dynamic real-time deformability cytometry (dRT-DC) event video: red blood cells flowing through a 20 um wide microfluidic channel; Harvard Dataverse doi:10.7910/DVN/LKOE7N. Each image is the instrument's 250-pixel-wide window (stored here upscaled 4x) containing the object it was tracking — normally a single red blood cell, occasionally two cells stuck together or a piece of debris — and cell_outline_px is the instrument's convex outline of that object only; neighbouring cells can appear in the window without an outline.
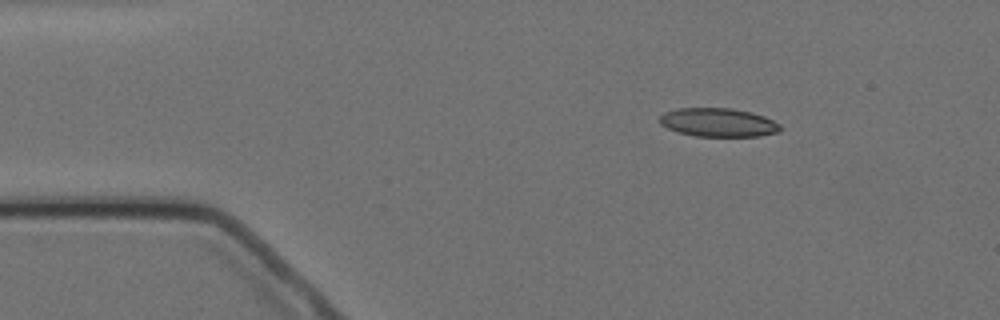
{"species": "Egyptian fruit bat (a non-hibernating species)", "species_latin": "Rousettus aegyptiacus", "temperature_condition": "cold", "stored_images_in_passage": 3, "camera_frame_rate_fps": 3000, "um_per_image_px": 0.085, "animal": {"sex": "female"}, "frame": {"image": 1, "passage_image": 1, "time_ms": 0.0, "image_size_px": [1000, 320], "cell_outline_px": [[784, 128], [780, 132], [760, 136], [696, 136], [680, 132], [668, 128], [660, 124], [660, 116], [664, 112], [676, 108], [732, 108], [752, 112], [764, 116], [780, 124]], "centroid_in_image_um": [61.09, 10.4], "position_along_channel_um": 23.9, "area_um2": 20.23}}